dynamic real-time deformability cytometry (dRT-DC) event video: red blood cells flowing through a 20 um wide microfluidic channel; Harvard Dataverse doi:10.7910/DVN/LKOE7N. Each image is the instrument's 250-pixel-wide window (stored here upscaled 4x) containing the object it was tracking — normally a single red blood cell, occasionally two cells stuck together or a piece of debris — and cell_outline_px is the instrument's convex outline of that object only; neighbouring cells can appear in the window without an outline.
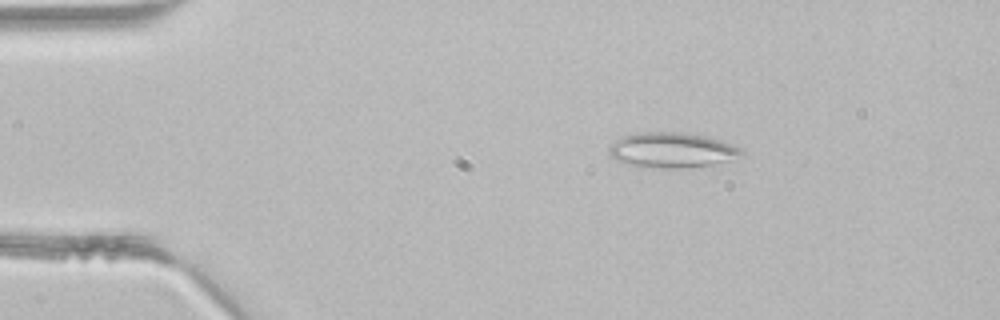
{"species": "common noctule bat (a hibernating species)", "species_latin": "Nyctalus noctula", "temperature_condition": "room temperature", "stored_images_in_passage": 4, "camera_frame_rate_fps": 3000, "um_per_image_px": 0.085, "animal": {"sex": "male", "body_mass_g": 21.5, "forearm_length_mm": 52.0}, "frame": {"image": 1, "passage_image": 4, "time_ms": 1.0, "image_size_px": [1000, 320], "cell_outline_px": [[744, 156], [712, 164], [680, 168], [664, 168], [628, 164], [616, 160], [608, 152], [608, 148], [616, 140], [624, 136], [640, 132], [680, 132], [708, 136], [720, 140], [740, 148], [744, 152]], "centroid_in_image_um": [57.13, 12.75], "position_along_channel_um": 27.9, "area_um2": 26.88}}